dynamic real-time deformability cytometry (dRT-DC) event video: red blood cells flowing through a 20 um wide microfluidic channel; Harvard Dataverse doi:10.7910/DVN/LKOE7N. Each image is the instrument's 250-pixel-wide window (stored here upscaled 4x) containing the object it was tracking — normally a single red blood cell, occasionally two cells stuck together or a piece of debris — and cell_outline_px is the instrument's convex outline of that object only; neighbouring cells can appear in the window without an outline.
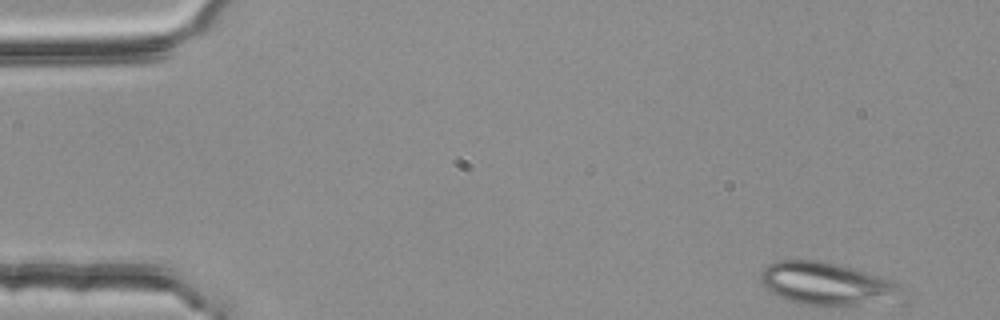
{"species": "common noctule bat (a hibernating species)", "species_latin": "Nyctalus noctula", "temperature_condition": "room temperature", "stored_images_in_passage": 16, "camera_frame_rate_fps": 3000, "um_per_image_px": 0.085, "animal": {"sex": "female", "body_mass_g": 25.1}, "frame": {"image": 1, "passage_image": 1, "time_ms": 0.0, "image_size_px": [1000, 320], "cell_outline_px": [[884, 284], [880, 292], [844, 304], [820, 304], [800, 300], [784, 296], [776, 292], [764, 280], [764, 272], [772, 264], [788, 260], [804, 260], [828, 264], [856, 272], [880, 280]], "centroid_in_image_um": [69.68, 24.0], "position_along_channel_um": 15.3, "area_um2": 26.93}}